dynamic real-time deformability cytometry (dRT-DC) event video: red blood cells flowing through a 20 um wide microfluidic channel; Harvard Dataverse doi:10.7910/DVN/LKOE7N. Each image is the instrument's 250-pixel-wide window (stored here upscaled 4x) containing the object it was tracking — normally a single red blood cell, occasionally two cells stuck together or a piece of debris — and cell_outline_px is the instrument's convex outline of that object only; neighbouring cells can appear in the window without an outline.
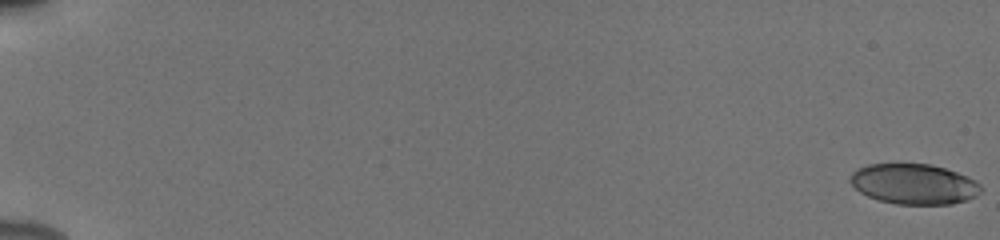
{"species": "human", "species_latin": "Homo sapiens", "temperature_condition": "cold", "stored_images_in_passage": 55, "camera_frame_rate_fps": 3000, "um_per_image_px": 0.085, "donor": {"sex": "male"}, "frame": {"image": 1, "passage_image": 1, "time_ms": 0.0, "image_size_px": [1000, 240], "cell_outline_px": [[980, 192], [976, 196], [968, 200], [952, 204], [896, 204], [880, 200], [868, 196], [860, 192], [848, 180], [852, 172], [856, 168], [868, 164], [932, 164], [968, 176], [976, 180], [980, 184]], "centroid_in_image_um": [77.68, 15.64], "position_along_channel_um": 7.3, "area_um2": 30.81}}
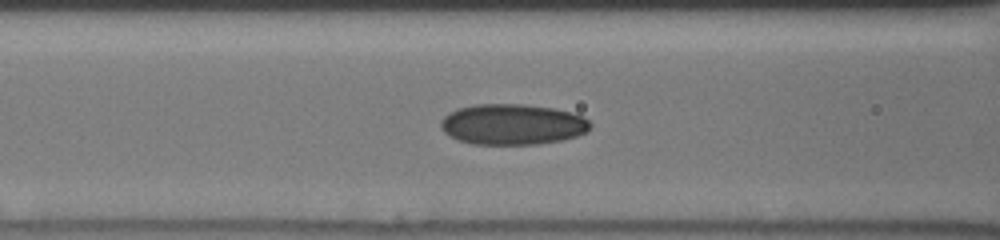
{"frame": {"image": 2, "passage_image": 26, "time_ms": 8.333, "image_size_px": [1000, 240], "cell_outline_px": [[592, 128], [588, 132], [576, 136], [560, 140], [536, 144], [472, 144], [460, 140], [444, 132], [440, 128], [440, 120], [448, 112], [456, 108], [476, 104], [520, 104], [552, 108], [572, 112], [584, 116], [592, 124]], "centroid_in_image_um": [43.57, 10.56], "position_along_channel_um": 123.0, "area_um2": 35.66}}
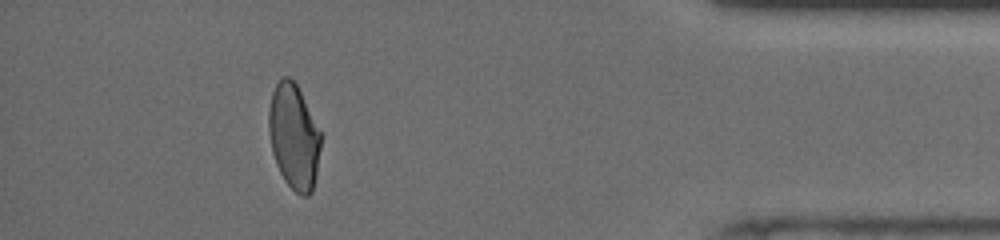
{"frame": {"image": 3, "passage_image": 51, "time_ms": 16.667, "image_size_px": [1000, 240], "cell_outline_px": [[324, 136], [316, 176], [312, 192], [308, 196], [300, 196], [284, 180], [276, 164], [272, 152], [268, 132], [268, 112], [272, 92], [276, 84], [284, 76], [288, 76], [296, 84], [324, 132]], "centroid_in_image_um": [25.03, 11.62], "position_along_channel_um": 410.2, "area_um2": 32.83}, "authors_computed_cell_mechanics": {"area_um2": 33.1194, "velocity_mm_per_s": 3.9052, "shape_relaxation_time_tau1_ms": 10.8642, "shape_relaxation_time_tau2_ms": 2.0198, "deformation_change_tau1": 0.2147, "deformation_change_tau2": 0.0671}}